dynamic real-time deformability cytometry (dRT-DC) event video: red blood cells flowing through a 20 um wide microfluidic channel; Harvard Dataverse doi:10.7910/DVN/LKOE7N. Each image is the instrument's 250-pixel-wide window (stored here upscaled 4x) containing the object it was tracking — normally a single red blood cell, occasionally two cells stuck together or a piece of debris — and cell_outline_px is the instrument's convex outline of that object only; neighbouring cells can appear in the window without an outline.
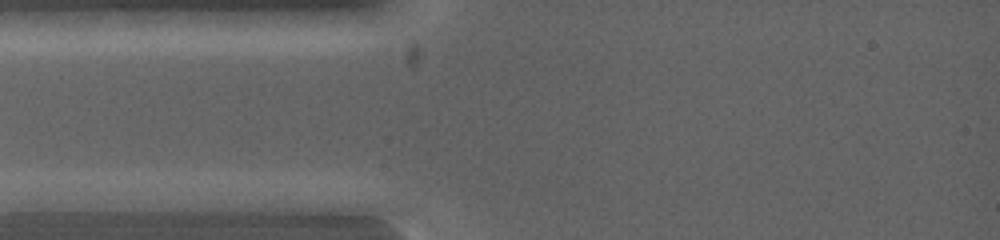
{"species": "common noctule bat (a hibernating species)", "species_latin": "Nyctalus noctula", "temperature_condition": "warm", "stored_images_in_passage": 3, "camera_frame_rate_fps": 5000, "um_per_image_px": 0.085, "animal": {"sex": "female", "body_mass_g": 19.0, "forearm_length_mm": 53.3}, "frame": {"image": 1, "passage_image": 1, "time_ms": 0.0, "image_size_px": [1000, 240], "cell_outline_px": [[120, 200], [112, 212], [16, 212], [12, 200], [36, 192], [100, 192]], "centroid_in_image_um": [5.58, 17.21], "position_along_channel_um": 79.4, "area_um2": 13.81}}